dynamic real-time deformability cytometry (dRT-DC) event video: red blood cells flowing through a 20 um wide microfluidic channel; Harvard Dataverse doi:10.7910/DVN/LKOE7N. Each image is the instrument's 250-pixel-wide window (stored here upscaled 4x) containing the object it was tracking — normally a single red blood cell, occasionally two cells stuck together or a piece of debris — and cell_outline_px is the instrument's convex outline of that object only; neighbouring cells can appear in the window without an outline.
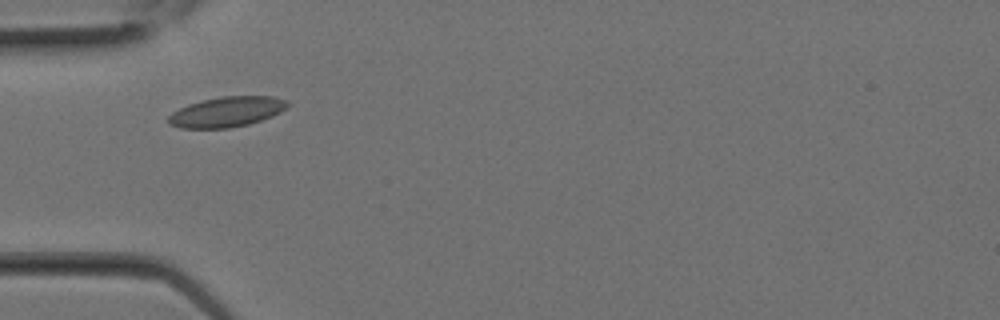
{"species": "Egyptian fruit bat (a non-hibernating species)", "species_latin": "Rousettus aegyptiacus", "temperature_condition": "room temperature", "stored_images_in_passage": 21, "camera_frame_rate_fps": 3000, "um_per_image_px": 0.085, "animal": {"sex": "female"}, "frame": {"image": 1, "passage_image": 4, "time_ms": 1.0, "image_size_px": [1000, 320], "cell_outline_px": [[292, 104], [280, 112], [272, 116], [248, 124], [228, 128], [180, 128], [168, 124], [168, 116], [172, 112], [188, 104], [220, 96], [276, 96], [288, 100]], "centroid_in_image_um": [19.3, 9.5], "position_along_channel_um": 65.7, "area_um2": 21.1}}
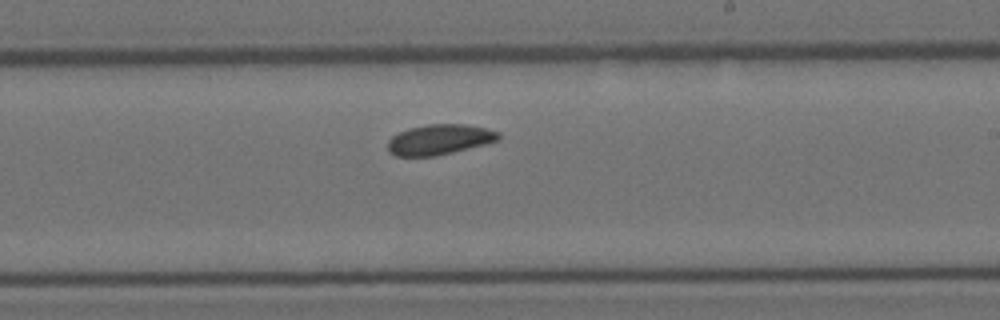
{"frame": {"image": 2, "passage_image": 11, "time_ms": 3.333, "image_size_px": [1000, 320], "cell_outline_px": [[500, 140], [436, 156], [396, 156], [388, 152], [388, 140], [392, 136], [408, 128], [428, 124], [468, 124], [500, 132]], "centroid_in_image_um": [37.34, 11.86], "position_along_channel_um": 251.7, "area_um2": 19.54}}
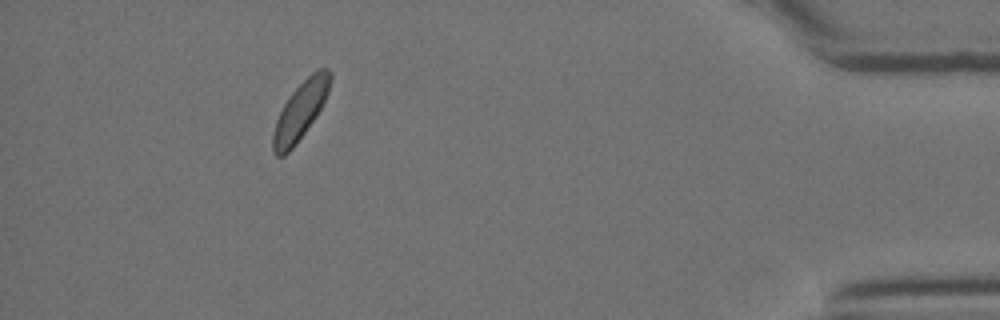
{"frame": {"image": 3, "passage_image": 19, "time_ms": 6.0, "image_size_px": [1000, 320], "cell_outline_px": [[332, 76], [328, 92], [316, 116], [292, 148], [284, 156], [276, 156], [272, 152], [272, 136], [276, 120], [284, 104], [292, 92], [316, 68], [328, 68], [332, 72]], "centroid_in_image_um": [25.52, 9.4], "position_along_channel_um": 409.7, "area_um2": 18.96}}